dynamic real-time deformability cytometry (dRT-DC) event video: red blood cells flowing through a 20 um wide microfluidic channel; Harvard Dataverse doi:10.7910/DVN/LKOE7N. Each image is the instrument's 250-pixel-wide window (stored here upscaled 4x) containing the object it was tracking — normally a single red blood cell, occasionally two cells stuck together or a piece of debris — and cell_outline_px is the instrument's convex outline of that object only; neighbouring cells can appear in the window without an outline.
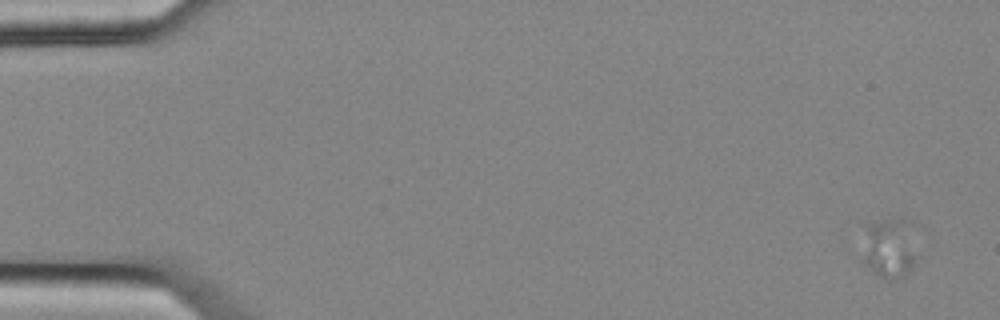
{"species": "common noctule bat (a hibernating species)", "species_latin": "Nyctalus noctula", "temperature_condition": "cold", "stored_images_in_passage": 5, "camera_frame_rate_fps": 3000, "um_per_image_px": 0.085, "animal": {"sex": "female", "body_mass_g": 25.1}, "frame": {"image": 1, "passage_image": 1, "time_ms": 0.0, "image_size_px": [1000, 320], "cell_outline_px": [[912, 268], [900, 276], [892, 280], [884, 280], [864, 264], [860, 260], [868, 224], [888, 220], [904, 220], [912, 260]], "centroid_in_image_um": [75.41, 21.19], "position_along_channel_um": 9.6, "area_um2": 17.34}}